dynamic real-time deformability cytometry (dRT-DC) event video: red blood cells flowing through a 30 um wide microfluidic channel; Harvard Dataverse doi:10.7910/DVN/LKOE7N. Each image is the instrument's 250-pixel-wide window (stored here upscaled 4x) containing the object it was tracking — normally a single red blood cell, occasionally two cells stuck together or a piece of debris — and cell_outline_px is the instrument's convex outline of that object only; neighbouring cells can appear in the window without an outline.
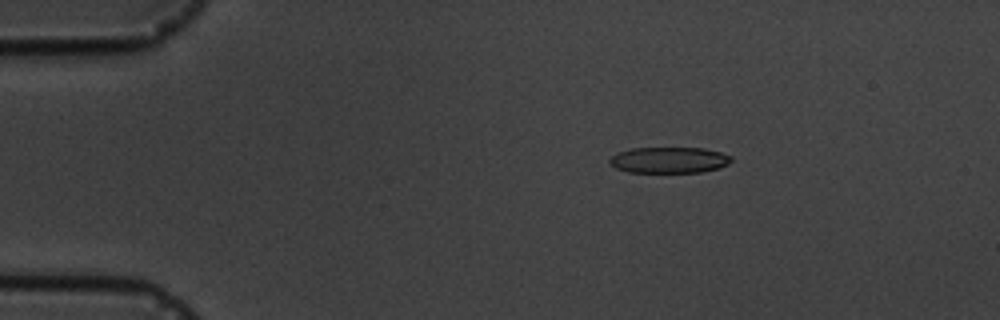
{"species": "common noctule bat (a hibernating species)", "species_latin": "Nyctalus noctula", "temperature_condition": "cold", "stored_images_in_passage": 5, "camera_frame_rate_fps": 3000, "um_per_image_px": 0.085, "animal": {"sex": "male", "body_mass_g": 19.5, "forearm_length_mm": 54.6}, "frame": {"image": 1, "passage_image": 3, "time_ms": 2.333, "image_size_px": [1000, 320], "cell_outline_px": [[732, 160], [728, 164], [720, 168], [700, 172], [628, 172], [616, 168], [608, 164], [608, 160], [612, 156], [620, 152], [632, 148], [704, 148], [720, 152], [732, 156]], "centroid_in_image_um": [56.88, 13.6], "position_along_channel_um": 28.1, "area_um2": 18.5}}